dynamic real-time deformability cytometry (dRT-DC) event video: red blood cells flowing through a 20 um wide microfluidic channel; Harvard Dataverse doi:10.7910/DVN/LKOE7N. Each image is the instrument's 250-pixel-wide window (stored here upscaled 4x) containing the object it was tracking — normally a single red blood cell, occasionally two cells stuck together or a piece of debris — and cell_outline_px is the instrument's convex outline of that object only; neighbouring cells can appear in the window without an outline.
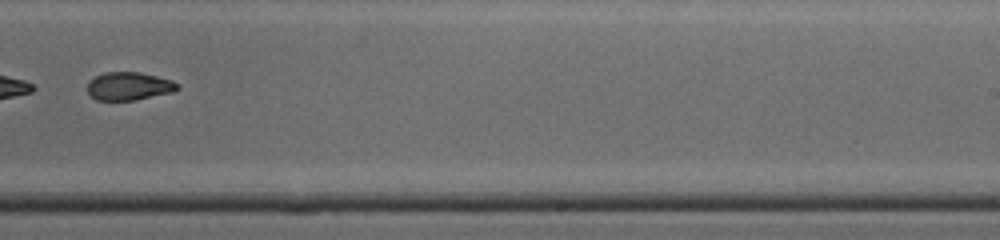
{"species": "common noctule bat (a hibernating species)", "species_latin": "Nyctalus noctula", "temperature_condition": "cold", "stored_images_in_passage": 44, "segment_of_instrument_passage": [2, 2], "camera_frame_rate_fps": 3000, "um_per_image_px": 0.085, "animal": {"sex": "male", "body_mass_g": 19.0, "forearm_length_mm": 50.8}, "frame": {"image": 1, "passage_image": 28, "time_ms": 9.0, "image_size_px": [1000, 240], "cell_outline_px": [[180, 88], [172, 92], [136, 100], [96, 100], [88, 92], [88, 80], [104, 72], [140, 72], [172, 80], [180, 84]], "centroid_in_image_um": [10.97, 7.32], "position_along_channel_um": 278.0, "area_um2": 14.8}}